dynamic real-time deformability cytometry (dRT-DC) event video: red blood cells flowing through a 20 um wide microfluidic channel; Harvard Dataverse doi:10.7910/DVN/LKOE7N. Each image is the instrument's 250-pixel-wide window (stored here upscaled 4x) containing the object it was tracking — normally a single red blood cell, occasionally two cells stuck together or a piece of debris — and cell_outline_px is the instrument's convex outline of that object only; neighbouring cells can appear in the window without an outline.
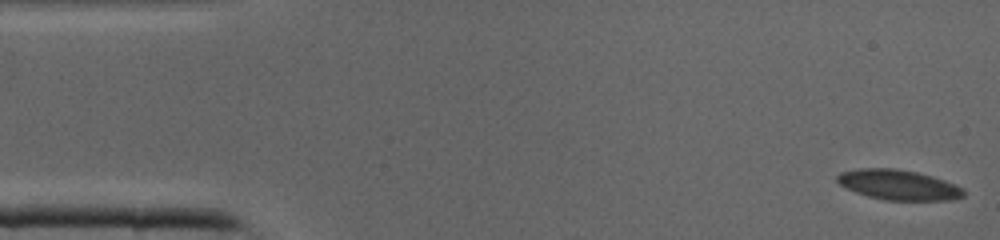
{"species": "common noctule bat (a hibernating species)", "species_latin": "Nyctalus noctula", "temperature_condition": "cold", "stored_images_in_passage": 43, "camera_frame_rate_fps": 3000, "um_per_image_px": 0.085, "animal": {"sex": "male", "body_mass_g": 19.0, "forearm_length_mm": 50.8}, "frame": {"image": 1, "passage_image": 1, "time_ms": 0.0, "image_size_px": [1000, 240], "cell_outline_px": [[964, 196], [944, 200], [884, 200], [868, 196], [856, 192], [840, 184], [836, 180], [836, 176], [840, 172], [868, 168], [892, 168], [916, 172], [952, 184], [960, 188], [964, 192]], "centroid_in_image_um": [76.29, 15.72], "position_along_channel_um": 8.7, "area_um2": 21.44}}
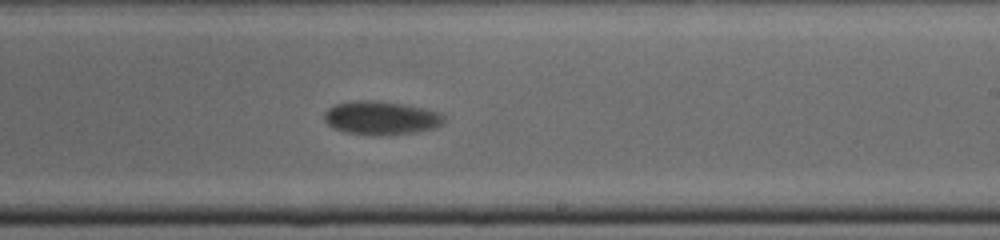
{"frame": {"image": 2, "passage_image": 25, "time_ms": 8.0, "image_size_px": [1000, 240], "cell_outline_px": [[444, 120], [440, 124], [432, 128], [412, 132], [388, 136], [372, 136], [344, 132], [328, 124], [324, 120], [324, 112], [328, 108], [336, 104], [360, 100], [376, 100], [424, 108], [436, 112], [444, 116]], "centroid_in_image_um": [32.34, 10.04], "position_along_channel_um": 256.7, "area_um2": 23.24}}
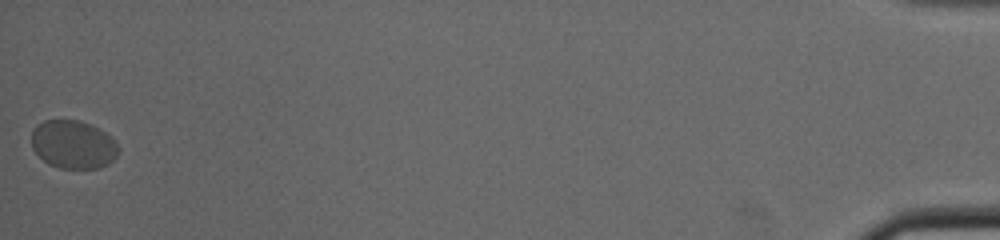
{"frame": {"image": 3, "passage_image": 43, "time_ms": 14.0, "image_size_px": [1000, 240], "cell_outline_px": [[120, 152], [108, 164], [96, 168], [60, 168], [48, 164], [32, 148], [32, 132], [36, 124], [44, 120], [76, 120], [92, 124], [112, 136]], "centroid_in_image_um": [6.23, 12.27], "position_along_channel_um": 429.0, "area_um2": 24.51}}